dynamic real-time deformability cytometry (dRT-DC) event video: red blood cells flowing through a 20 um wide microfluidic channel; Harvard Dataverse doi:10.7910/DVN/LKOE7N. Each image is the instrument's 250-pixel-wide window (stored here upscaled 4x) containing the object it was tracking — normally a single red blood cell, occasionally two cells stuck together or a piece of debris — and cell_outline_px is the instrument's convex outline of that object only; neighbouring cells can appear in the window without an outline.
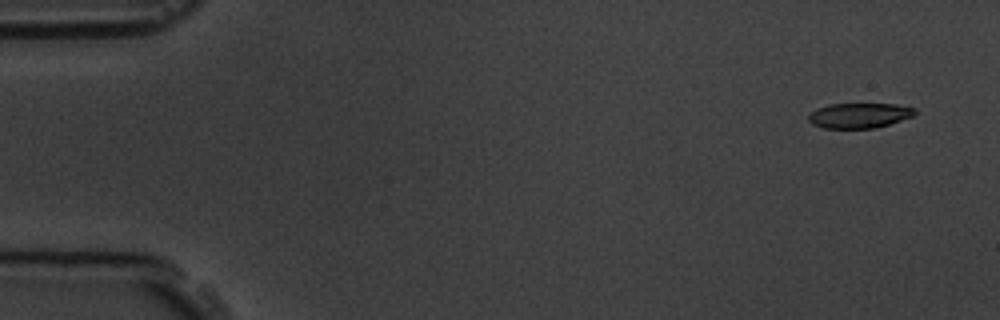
{"species": "common noctule bat (a hibernating species)", "species_latin": "Nyctalus noctula", "temperature_condition": "room temperature", "stored_images_in_passage": 5, "camera_frame_rate_fps": 3000, "um_per_image_px": 0.085, "animal": {"sex": "male", "body_mass_g": 19.5, "forearm_length_mm": 54.6}, "frame": {"image": 1, "passage_image": 1, "time_ms": 0.0, "image_size_px": [1000, 320], "cell_outline_px": [[916, 112], [912, 116], [876, 128], [824, 128], [812, 124], [808, 120], [808, 116], [816, 108], [828, 104], [896, 104], [916, 108]], "centroid_in_image_um": [73.02, 9.81], "position_along_channel_um": 12.0, "area_um2": 15.49}}
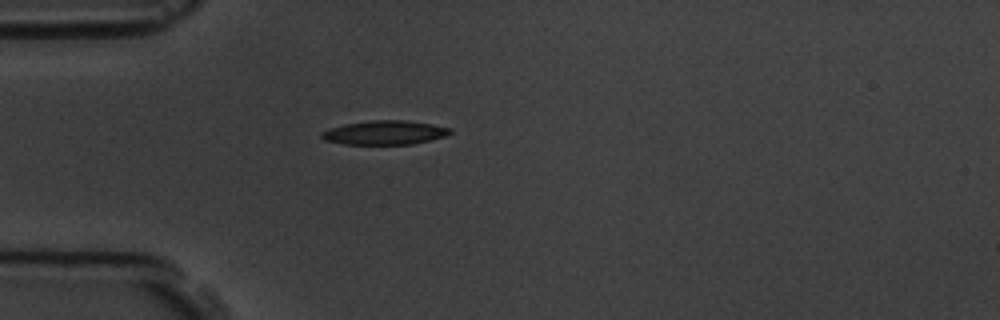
{"frame": {"image": 2, "passage_image": 5, "time_ms": 4.333, "image_size_px": [1000, 320], "cell_outline_px": [[452, 132], [444, 136], [412, 144], [344, 144], [324, 140], [320, 136], [320, 132], [328, 128], [344, 124], [372, 120], [404, 120], [432, 124], [452, 128]], "centroid_in_image_um": [32.66, 11.26], "position_along_channel_um": 52.3, "area_um2": 17.98}}